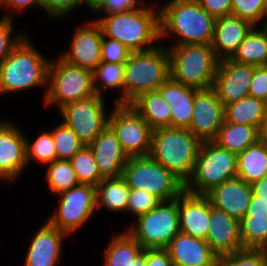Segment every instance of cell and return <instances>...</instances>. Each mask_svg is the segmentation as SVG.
<instances>
[{
	"label": "cell",
	"mask_w": 267,
	"mask_h": 266,
	"mask_svg": "<svg viewBox=\"0 0 267 266\" xmlns=\"http://www.w3.org/2000/svg\"><path fill=\"white\" fill-rule=\"evenodd\" d=\"M150 3L129 12L98 15L92 20L100 26L104 37L119 41L132 52L146 51L160 41L159 8Z\"/></svg>",
	"instance_id": "obj_2"
},
{
	"label": "cell",
	"mask_w": 267,
	"mask_h": 266,
	"mask_svg": "<svg viewBox=\"0 0 267 266\" xmlns=\"http://www.w3.org/2000/svg\"><path fill=\"white\" fill-rule=\"evenodd\" d=\"M126 231L145 249H166L180 232L178 197L160 202L152 211L135 218Z\"/></svg>",
	"instance_id": "obj_10"
},
{
	"label": "cell",
	"mask_w": 267,
	"mask_h": 266,
	"mask_svg": "<svg viewBox=\"0 0 267 266\" xmlns=\"http://www.w3.org/2000/svg\"><path fill=\"white\" fill-rule=\"evenodd\" d=\"M173 266H217L219 256L208 243L179 232L166 247Z\"/></svg>",
	"instance_id": "obj_23"
},
{
	"label": "cell",
	"mask_w": 267,
	"mask_h": 266,
	"mask_svg": "<svg viewBox=\"0 0 267 266\" xmlns=\"http://www.w3.org/2000/svg\"><path fill=\"white\" fill-rule=\"evenodd\" d=\"M266 0H232V15L250 22L253 26H262L265 17Z\"/></svg>",
	"instance_id": "obj_40"
},
{
	"label": "cell",
	"mask_w": 267,
	"mask_h": 266,
	"mask_svg": "<svg viewBox=\"0 0 267 266\" xmlns=\"http://www.w3.org/2000/svg\"><path fill=\"white\" fill-rule=\"evenodd\" d=\"M236 177L237 155L214 141L202 142L192 177L185 184V191L206 195L216 186Z\"/></svg>",
	"instance_id": "obj_8"
},
{
	"label": "cell",
	"mask_w": 267,
	"mask_h": 266,
	"mask_svg": "<svg viewBox=\"0 0 267 266\" xmlns=\"http://www.w3.org/2000/svg\"><path fill=\"white\" fill-rule=\"evenodd\" d=\"M254 26L237 16L215 19L211 47L219 60L231 58Z\"/></svg>",
	"instance_id": "obj_24"
},
{
	"label": "cell",
	"mask_w": 267,
	"mask_h": 266,
	"mask_svg": "<svg viewBox=\"0 0 267 266\" xmlns=\"http://www.w3.org/2000/svg\"><path fill=\"white\" fill-rule=\"evenodd\" d=\"M122 176L130 189L143 190L161 202L176 199L185 184L150 155L129 157Z\"/></svg>",
	"instance_id": "obj_9"
},
{
	"label": "cell",
	"mask_w": 267,
	"mask_h": 266,
	"mask_svg": "<svg viewBox=\"0 0 267 266\" xmlns=\"http://www.w3.org/2000/svg\"><path fill=\"white\" fill-rule=\"evenodd\" d=\"M239 229L243 249L267 250V217L244 216Z\"/></svg>",
	"instance_id": "obj_35"
},
{
	"label": "cell",
	"mask_w": 267,
	"mask_h": 266,
	"mask_svg": "<svg viewBox=\"0 0 267 266\" xmlns=\"http://www.w3.org/2000/svg\"><path fill=\"white\" fill-rule=\"evenodd\" d=\"M14 20V18H0V64L10 55L12 50L28 34H24L23 31L22 33L20 32L19 34H17L14 30Z\"/></svg>",
	"instance_id": "obj_41"
},
{
	"label": "cell",
	"mask_w": 267,
	"mask_h": 266,
	"mask_svg": "<svg viewBox=\"0 0 267 266\" xmlns=\"http://www.w3.org/2000/svg\"><path fill=\"white\" fill-rule=\"evenodd\" d=\"M245 216L267 217V202L257 201L253 195Z\"/></svg>",
	"instance_id": "obj_50"
},
{
	"label": "cell",
	"mask_w": 267,
	"mask_h": 266,
	"mask_svg": "<svg viewBox=\"0 0 267 266\" xmlns=\"http://www.w3.org/2000/svg\"><path fill=\"white\" fill-rule=\"evenodd\" d=\"M164 46L169 54L172 80L196 89H208L213 86L219 59L211 45Z\"/></svg>",
	"instance_id": "obj_6"
},
{
	"label": "cell",
	"mask_w": 267,
	"mask_h": 266,
	"mask_svg": "<svg viewBox=\"0 0 267 266\" xmlns=\"http://www.w3.org/2000/svg\"><path fill=\"white\" fill-rule=\"evenodd\" d=\"M231 60L252 66H267V31L254 26L246 35Z\"/></svg>",
	"instance_id": "obj_31"
},
{
	"label": "cell",
	"mask_w": 267,
	"mask_h": 266,
	"mask_svg": "<svg viewBox=\"0 0 267 266\" xmlns=\"http://www.w3.org/2000/svg\"><path fill=\"white\" fill-rule=\"evenodd\" d=\"M69 161L80 183L96 186L104 179L100 175L93 152L88 145H84Z\"/></svg>",
	"instance_id": "obj_37"
},
{
	"label": "cell",
	"mask_w": 267,
	"mask_h": 266,
	"mask_svg": "<svg viewBox=\"0 0 267 266\" xmlns=\"http://www.w3.org/2000/svg\"><path fill=\"white\" fill-rule=\"evenodd\" d=\"M259 139L260 131L256 127L224 121L214 142L238 155Z\"/></svg>",
	"instance_id": "obj_32"
},
{
	"label": "cell",
	"mask_w": 267,
	"mask_h": 266,
	"mask_svg": "<svg viewBox=\"0 0 267 266\" xmlns=\"http://www.w3.org/2000/svg\"><path fill=\"white\" fill-rule=\"evenodd\" d=\"M26 140V162L30 166L32 162L49 164L57 160V152L50 130H45L37 134L35 140H30L25 134ZM30 163V164H29Z\"/></svg>",
	"instance_id": "obj_36"
},
{
	"label": "cell",
	"mask_w": 267,
	"mask_h": 266,
	"mask_svg": "<svg viewBox=\"0 0 267 266\" xmlns=\"http://www.w3.org/2000/svg\"><path fill=\"white\" fill-rule=\"evenodd\" d=\"M260 139L267 143V109L265 112L263 124L260 129Z\"/></svg>",
	"instance_id": "obj_53"
},
{
	"label": "cell",
	"mask_w": 267,
	"mask_h": 266,
	"mask_svg": "<svg viewBox=\"0 0 267 266\" xmlns=\"http://www.w3.org/2000/svg\"><path fill=\"white\" fill-rule=\"evenodd\" d=\"M58 205L47 221L68 236L86 225L97 213L96 186L82 184L58 195Z\"/></svg>",
	"instance_id": "obj_11"
},
{
	"label": "cell",
	"mask_w": 267,
	"mask_h": 266,
	"mask_svg": "<svg viewBox=\"0 0 267 266\" xmlns=\"http://www.w3.org/2000/svg\"><path fill=\"white\" fill-rule=\"evenodd\" d=\"M205 196L213 207L240 221L246 215L253 193L251 184L236 177L216 186Z\"/></svg>",
	"instance_id": "obj_22"
},
{
	"label": "cell",
	"mask_w": 267,
	"mask_h": 266,
	"mask_svg": "<svg viewBox=\"0 0 267 266\" xmlns=\"http://www.w3.org/2000/svg\"><path fill=\"white\" fill-rule=\"evenodd\" d=\"M249 95L267 103V66H254Z\"/></svg>",
	"instance_id": "obj_46"
},
{
	"label": "cell",
	"mask_w": 267,
	"mask_h": 266,
	"mask_svg": "<svg viewBox=\"0 0 267 266\" xmlns=\"http://www.w3.org/2000/svg\"><path fill=\"white\" fill-rule=\"evenodd\" d=\"M266 109L264 100L248 95L224 107V121L253 126L260 131Z\"/></svg>",
	"instance_id": "obj_30"
},
{
	"label": "cell",
	"mask_w": 267,
	"mask_h": 266,
	"mask_svg": "<svg viewBox=\"0 0 267 266\" xmlns=\"http://www.w3.org/2000/svg\"><path fill=\"white\" fill-rule=\"evenodd\" d=\"M57 152V160H70L85 144L64 122L49 129Z\"/></svg>",
	"instance_id": "obj_38"
},
{
	"label": "cell",
	"mask_w": 267,
	"mask_h": 266,
	"mask_svg": "<svg viewBox=\"0 0 267 266\" xmlns=\"http://www.w3.org/2000/svg\"><path fill=\"white\" fill-rule=\"evenodd\" d=\"M160 43L146 51L132 52L125 62L124 104L157 90L170 78L169 54L164 43Z\"/></svg>",
	"instance_id": "obj_5"
},
{
	"label": "cell",
	"mask_w": 267,
	"mask_h": 266,
	"mask_svg": "<svg viewBox=\"0 0 267 266\" xmlns=\"http://www.w3.org/2000/svg\"><path fill=\"white\" fill-rule=\"evenodd\" d=\"M88 146L93 152L103 178L122 176L129 157L123 151L116 134L109 125Z\"/></svg>",
	"instance_id": "obj_21"
},
{
	"label": "cell",
	"mask_w": 267,
	"mask_h": 266,
	"mask_svg": "<svg viewBox=\"0 0 267 266\" xmlns=\"http://www.w3.org/2000/svg\"><path fill=\"white\" fill-rule=\"evenodd\" d=\"M264 29L267 31V20L264 23H261Z\"/></svg>",
	"instance_id": "obj_54"
},
{
	"label": "cell",
	"mask_w": 267,
	"mask_h": 266,
	"mask_svg": "<svg viewBox=\"0 0 267 266\" xmlns=\"http://www.w3.org/2000/svg\"><path fill=\"white\" fill-rule=\"evenodd\" d=\"M101 61L107 63H125L132 51L117 40L102 37L101 42Z\"/></svg>",
	"instance_id": "obj_43"
},
{
	"label": "cell",
	"mask_w": 267,
	"mask_h": 266,
	"mask_svg": "<svg viewBox=\"0 0 267 266\" xmlns=\"http://www.w3.org/2000/svg\"><path fill=\"white\" fill-rule=\"evenodd\" d=\"M97 95L93 72L71 65L59 56L50 59L47 73V90L43 100L46 107L65 105Z\"/></svg>",
	"instance_id": "obj_7"
},
{
	"label": "cell",
	"mask_w": 267,
	"mask_h": 266,
	"mask_svg": "<svg viewBox=\"0 0 267 266\" xmlns=\"http://www.w3.org/2000/svg\"><path fill=\"white\" fill-rule=\"evenodd\" d=\"M267 176V143L259 139L237 155V178L248 184Z\"/></svg>",
	"instance_id": "obj_29"
},
{
	"label": "cell",
	"mask_w": 267,
	"mask_h": 266,
	"mask_svg": "<svg viewBox=\"0 0 267 266\" xmlns=\"http://www.w3.org/2000/svg\"><path fill=\"white\" fill-rule=\"evenodd\" d=\"M201 141L187 128L153 130L150 156L184 184L192 177Z\"/></svg>",
	"instance_id": "obj_4"
},
{
	"label": "cell",
	"mask_w": 267,
	"mask_h": 266,
	"mask_svg": "<svg viewBox=\"0 0 267 266\" xmlns=\"http://www.w3.org/2000/svg\"><path fill=\"white\" fill-rule=\"evenodd\" d=\"M28 37L26 35L0 64V95L42 87L44 100L50 58L40 52Z\"/></svg>",
	"instance_id": "obj_3"
},
{
	"label": "cell",
	"mask_w": 267,
	"mask_h": 266,
	"mask_svg": "<svg viewBox=\"0 0 267 266\" xmlns=\"http://www.w3.org/2000/svg\"><path fill=\"white\" fill-rule=\"evenodd\" d=\"M130 105L153 130L171 127V107L158 90L139 95Z\"/></svg>",
	"instance_id": "obj_27"
},
{
	"label": "cell",
	"mask_w": 267,
	"mask_h": 266,
	"mask_svg": "<svg viewBox=\"0 0 267 266\" xmlns=\"http://www.w3.org/2000/svg\"><path fill=\"white\" fill-rule=\"evenodd\" d=\"M1 7L6 10V13H3V18L13 19L14 17L15 19L14 13H24L26 9H30L31 7L39 8L42 11V0H0Z\"/></svg>",
	"instance_id": "obj_47"
},
{
	"label": "cell",
	"mask_w": 267,
	"mask_h": 266,
	"mask_svg": "<svg viewBox=\"0 0 267 266\" xmlns=\"http://www.w3.org/2000/svg\"><path fill=\"white\" fill-rule=\"evenodd\" d=\"M105 0H82V5L94 13Z\"/></svg>",
	"instance_id": "obj_52"
},
{
	"label": "cell",
	"mask_w": 267,
	"mask_h": 266,
	"mask_svg": "<svg viewBox=\"0 0 267 266\" xmlns=\"http://www.w3.org/2000/svg\"><path fill=\"white\" fill-rule=\"evenodd\" d=\"M108 125L128 157L150 154L153 129L130 104H113Z\"/></svg>",
	"instance_id": "obj_12"
},
{
	"label": "cell",
	"mask_w": 267,
	"mask_h": 266,
	"mask_svg": "<svg viewBox=\"0 0 267 266\" xmlns=\"http://www.w3.org/2000/svg\"><path fill=\"white\" fill-rule=\"evenodd\" d=\"M194 109L188 130L201 142L214 141L224 122V106L211 87L198 89L194 97Z\"/></svg>",
	"instance_id": "obj_16"
},
{
	"label": "cell",
	"mask_w": 267,
	"mask_h": 266,
	"mask_svg": "<svg viewBox=\"0 0 267 266\" xmlns=\"http://www.w3.org/2000/svg\"><path fill=\"white\" fill-rule=\"evenodd\" d=\"M147 5L148 3L144 0H105L93 14L109 15L129 12Z\"/></svg>",
	"instance_id": "obj_45"
},
{
	"label": "cell",
	"mask_w": 267,
	"mask_h": 266,
	"mask_svg": "<svg viewBox=\"0 0 267 266\" xmlns=\"http://www.w3.org/2000/svg\"><path fill=\"white\" fill-rule=\"evenodd\" d=\"M125 63H101L93 71L94 89L98 96L105 97L107 90H119L114 104H124ZM107 89V90H106ZM104 93V94H103Z\"/></svg>",
	"instance_id": "obj_33"
},
{
	"label": "cell",
	"mask_w": 267,
	"mask_h": 266,
	"mask_svg": "<svg viewBox=\"0 0 267 266\" xmlns=\"http://www.w3.org/2000/svg\"><path fill=\"white\" fill-rule=\"evenodd\" d=\"M265 17H266V20H267V0H266V6H265Z\"/></svg>",
	"instance_id": "obj_55"
},
{
	"label": "cell",
	"mask_w": 267,
	"mask_h": 266,
	"mask_svg": "<svg viewBox=\"0 0 267 266\" xmlns=\"http://www.w3.org/2000/svg\"><path fill=\"white\" fill-rule=\"evenodd\" d=\"M78 6L83 7L82 0H42V11L53 20L67 18Z\"/></svg>",
	"instance_id": "obj_44"
},
{
	"label": "cell",
	"mask_w": 267,
	"mask_h": 266,
	"mask_svg": "<svg viewBox=\"0 0 267 266\" xmlns=\"http://www.w3.org/2000/svg\"><path fill=\"white\" fill-rule=\"evenodd\" d=\"M254 66L237 63L230 58L219 60L212 88L223 106L249 95Z\"/></svg>",
	"instance_id": "obj_17"
},
{
	"label": "cell",
	"mask_w": 267,
	"mask_h": 266,
	"mask_svg": "<svg viewBox=\"0 0 267 266\" xmlns=\"http://www.w3.org/2000/svg\"><path fill=\"white\" fill-rule=\"evenodd\" d=\"M76 27L69 49L64 52L60 51L58 56L71 65L93 72L101 63L100 49L103 37L101 28L91 19Z\"/></svg>",
	"instance_id": "obj_15"
},
{
	"label": "cell",
	"mask_w": 267,
	"mask_h": 266,
	"mask_svg": "<svg viewBox=\"0 0 267 266\" xmlns=\"http://www.w3.org/2000/svg\"><path fill=\"white\" fill-rule=\"evenodd\" d=\"M252 193L257 197V201L267 202V176L251 184Z\"/></svg>",
	"instance_id": "obj_51"
},
{
	"label": "cell",
	"mask_w": 267,
	"mask_h": 266,
	"mask_svg": "<svg viewBox=\"0 0 267 266\" xmlns=\"http://www.w3.org/2000/svg\"><path fill=\"white\" fill-rule=\"evenodd\" d=\"M215 19L232 15V0H196Z\"/></svg>",
	"instance_id": "obj_48"
},
{
	"label": "cell",
	"mask_w": 267,
	"mask_h": 266,
	"mask_svg": "<svg viewBox=\"0 0 267 266\" xmlns=\"http://www.w3.org/2000/svg\"><path fill=\"white\" fill-rule=\"evenodd\" d=\"M168 1L159 8L160 41L175 35L169 46L211 45L215 18L196 0Z\"/></svg>",
	"instance_id": "obj_1"
},
{
	"label": "cell",
	"mask_w": 267,
	"mask_h": 266,
	"mask_svg": "<svg viewBox=\"0 0 267 266\" xmlns=\"http://www.w3.org/2000/svg\"><path fill=\"white\" fill-rule=\"evenodd\" d=\"M44 173L50 194L59 195L80 184L69 160H55L47 164Z\"/></svg>",
	"instance_id": "obj_34"
},
{
	"label": "cell",
	"mask_w": 267,
	"mask_h": 266,
	"mask_svg": "<svg viewBox=\"0 0 267 266\" xmlns=\"http://www.w3.org/2000/svg\"><path fill=\"white\" fill-rule=\"evenodd\" d=\"M103 256V266H146V249L125 228L113 234Z\"/></svg>",
	"instance_id": "obj_26"
},
{
	"label": "cell",
	"mask_w": 267,
	"mask_h": 266,
	"mask_svg": "<svg viewBox=\"0 0 267 266\" xmlns=\"http://www.w3.org/2000/svg\"><path fill=\"white\" fill-rule=\"evenodd\" d=\"M161 201L143 190L130 189L126 213L136 216L152 211Z\"/></svg>",
	"instance_id": "obj_42"
},
{
	"label": "cell",
	"mask_w": 267,
	"mask_h": 266,
	"mask_svg": "<svg viewBox=\"0 0 267 266\" xmlns=\"http://www.w3.org/2000/svg\"><path fill=\"white\" fill-rule=\"evenodd\" d=\"M217 266H267V250L243 249L219 256Z\"/></svg>",
	"instance_id": "obj_39"
},
{
	"label": "cell",
	"mask_w": 267,
	"mask_h": 266,
	"mask_svg": "<svg viewBox=\"0 0 267 266\" xmlns=\"http://www.w3.org/2000/svg\"><path fill=\"white\" fill-rule=\"evenodd\" d=\"M208 228L205 241L218 256L243 250L239 221L226 212L213 207L211 202Z\"/></svg>",
	"instance_id": "obj_19"
},
{
	"label": "cell",
	"mask_w": 267,
	"mask_h": 266,
	"mask_svg": "<svg viewBox=\"0 0 267 266\" xmlns=\"http://www.w3.org/2000/svg\"><path fill=\"white\" fill-rule=\"evenodd\" d=\"M146 266H173L166 249H146Z\"/></svg>",
	"instance_id": "obj_49"
},
{
	"label": "cell",
	"mask_w": 267,
	"mask_h": 266,
	"mask_svg": "<svg viewBox=\"0 0 267 266\" xmlns=\"http://www.w3.org/2000/svg\"><path fill=\"white\" fill-rule=\"evenodd\" d=\"M180 232L206 240L210 221V200L185 190L178 196Z\"/></svg>",
	"instance_id": "obj_20"
},
{
	"label": "cell",
	"mask_w": 267,
	"mask_h": 266,
	"mask_svg": "<svg viewBox=\"0 0 267 266\" xmlns=\"http://www.w3.org/2000/svg\"><path fill=\"white\" fill-rule=\"evenodd\" d=\"M104 97L94 95L90 98L75 101L62 107V122L70 127L79 139L90 144L108 125L110 111ZM106 104V105H105Z\"/></svg>",
	"instance_id": "obj_13"
},
{
	"label": "cell",
	"mask_w": 267,
	"mask_h": 266,
	"mask_svg": "<svg viewBox=\"0 0 267 266\" xmlns=\"http://www.w3.org/2000/svg\"><path fill=\"white\" fill-rule=\"evenodd\" d=\"M65 237L69 236L46 220L29 242L24 266H58Z\"/></svg>",
	"instance_id": "obj_18"
},
{
	"label": "cell",
	"mask_w": 267,
	"mask_h": 266,
	"mask_svg": "<svg viewBox=\"0 0 267 266\" xmlns=\"http://www.w3.org/2000/svg\"><path fill=\"white\" fill-rule=\"evenodd\" d=\"M130 188L123 176L104 178L96 185V206L105 210L126 213Z\"/></svg>",
	"instance_id": "obj_28"
},
{
	"label": "cell",
	"mask_w": 267,
	"mask_h": 266,
	"mask_svg": "<svg viewBox=\"0 0 267 266\" xmlns=\"http://www.w3.org/2000/svg\"><path fill=\"white\" fill-rule=\"evenodd\" d=\"M171 107V127L189 128L198 89L185 86L169 78L157 89Z\"/></svg>",
	"instance_id": "obj_25"
},
{
	"label": "cell",
	"mask_w": 267,
	"mask_h": 266,
	"mask_svg": "<svg viewBox=\"0 0 267 266\" xmlns=\"http://www.w3.org/2000/svg\"><path fill=\"white\" fill-rule=\"evenodd\" d=\"M26 140L25 133L13 122L0 120V181L11 184L25 172Z\"/></svg>",
	"instance_id": "obj_14"
}]
</instances>
